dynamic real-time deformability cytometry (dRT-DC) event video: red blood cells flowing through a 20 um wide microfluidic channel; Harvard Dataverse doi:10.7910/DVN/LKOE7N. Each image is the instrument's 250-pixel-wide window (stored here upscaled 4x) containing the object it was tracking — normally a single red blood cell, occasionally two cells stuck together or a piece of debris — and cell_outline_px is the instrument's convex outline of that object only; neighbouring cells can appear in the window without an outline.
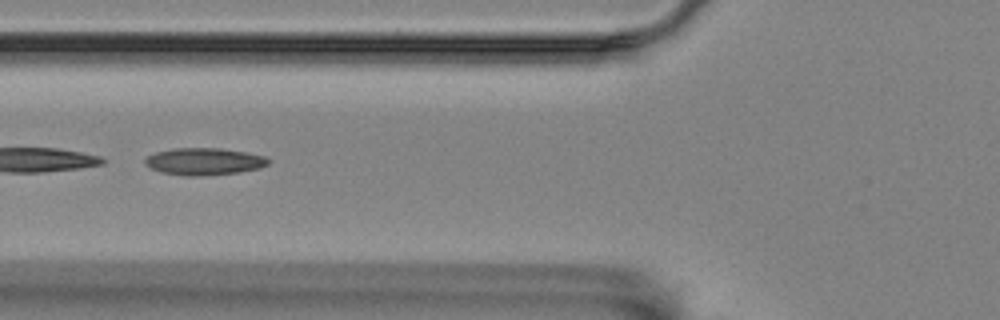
{"species": "Egyptian fruit bat (a non-hibernating species)", "species_latin": "Rousettus aegyptiacus", "temperature_condition": "room temperature", "stored_images_in_passage": 24, "segment_of_instrument_passage": [2, 2], "camera_frame_rate_fps": 3000, "um_per_image_px": 0.085, "animal": {"sex": "female"}, "frame": {"image": 1, "passage_image": 21, "time_ms": 6.667, "image_size_px": [1000, 320], "cell_outline_px": [[272, 160], [268, 164], [260, 168], [240, 172], [200, 176], [188, 176], [160, 172], [144, 164], [144, 160], [148, 156], [156, 152], [172, 148], [220, 148], [244, 152], [264, 156]], "centroid_in_image_um": [17.36, 13.72], "position_along_channel_um": 108.4, "area_um2": 19.48}}